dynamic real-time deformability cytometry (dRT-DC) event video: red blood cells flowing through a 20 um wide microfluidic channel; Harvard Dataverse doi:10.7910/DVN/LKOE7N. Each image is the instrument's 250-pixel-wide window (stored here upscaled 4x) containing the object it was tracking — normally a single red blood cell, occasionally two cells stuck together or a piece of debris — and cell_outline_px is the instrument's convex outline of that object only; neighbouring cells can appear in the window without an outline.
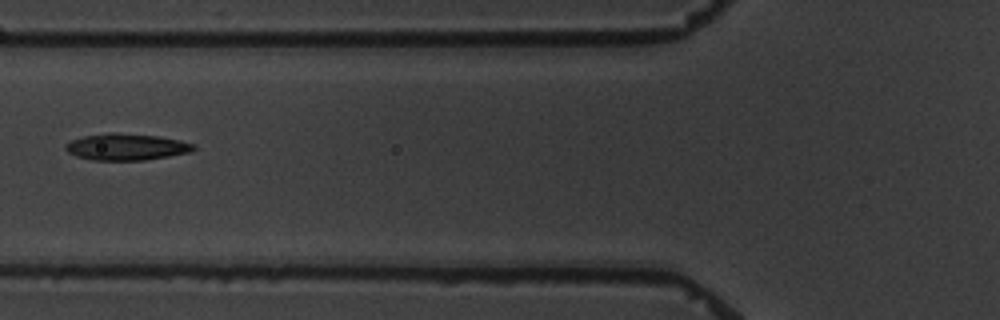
{"species": "common noctule bat (a hibernating species)", "species_latin": "Nyctalus noctula", "temperature_condition": "warm", "stored_images_in_passage": 9, "camera_frame_rate_fps": 3000, "um_per_image_px": 0.085, "animal": {"sex": "male", "body_mass_g": 19.5, "forearm_length_mm": 54.6}, "frame": {"image": 1, "passage_image": 4, "time_ms": 3.333, "image_size_px": [1000, 320], "cell_outline_px": [[196, 148], [192, 152], [144, 160], [92, 160], [76, 156], [68, 152], [64, 148], [64, 144], [72, 140], [84, 136], [108, 132], [112, 132], [160, 136], [180, 140], [196, 144]], "centroid_in_image_um": [10.76, 12.48], "position_along_channel_um": 115.0, "area_um2": 20.0}}
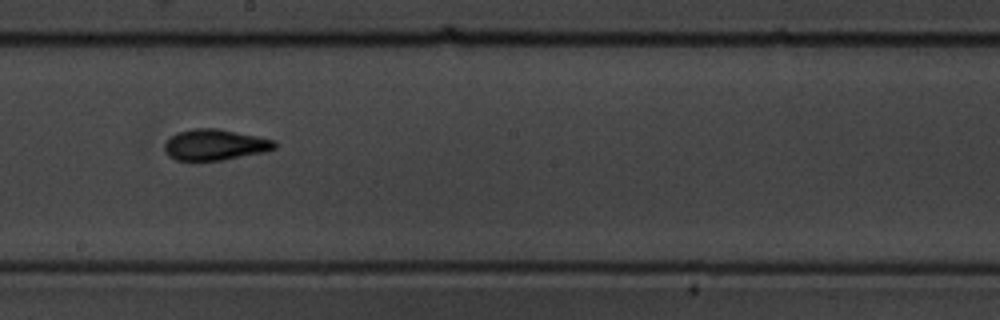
{"frame": {"image": 2, "passage_image": 7, "time_ms": 6.667, "image_size_px": [1000, 320], "cell_outline_px": [[276, 148], [264, 152], [224, 160], [176, 160], [168, 156], [164, 148], [164, 144], [172, 136], [180, 132], [192, 128], [216, 128], [276, 140]], "centroid_in_image_um": [18.28, 12.31], "position_along_channel_um": 229.9, "area_um2": 19.71}}
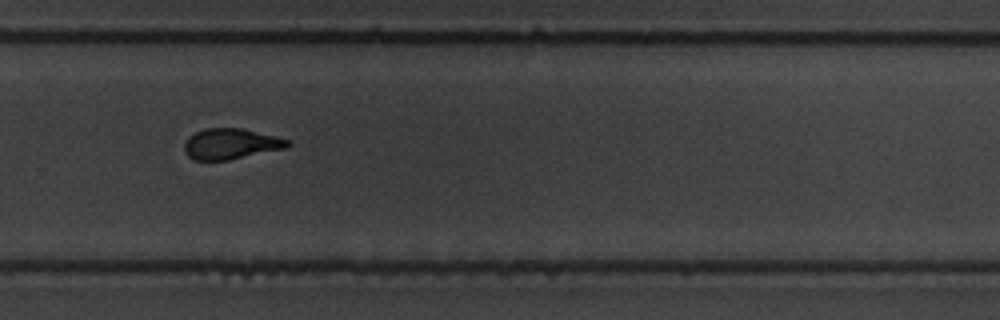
{"frame": {"image": 3, "passage_image": 9, "time_ms": 9.0, "image_size_px": [1000, 320], "cell_outline_px": [[292, 144], [288, 148], [228, 160], [192, 160], [184, 152], [184, 144], [188, 136], [204, 128], [244, 128], [276, 136], [288, 140]], "centroid_in_image_um": [19.62, 12.23], "position_along_channel_um": 310.2, "area_um2": 18.73}}